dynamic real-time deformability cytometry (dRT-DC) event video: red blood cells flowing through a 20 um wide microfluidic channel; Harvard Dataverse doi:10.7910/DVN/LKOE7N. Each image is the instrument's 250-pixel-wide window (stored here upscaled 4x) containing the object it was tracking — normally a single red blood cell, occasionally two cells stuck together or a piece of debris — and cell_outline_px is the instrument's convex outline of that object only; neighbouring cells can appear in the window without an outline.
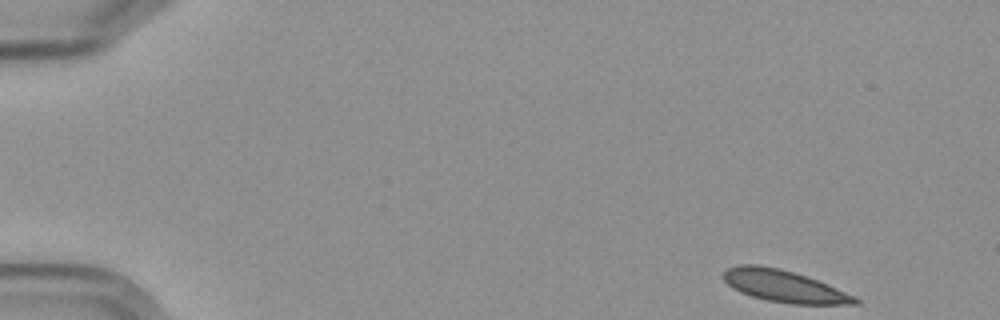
{"species": "Egyptian fruit bat (a non-hibernating species)", "species_latin": "Rousettus aegyptiacus", "temperature_condition": "cold", "stored_images_in_passage": 4, "camera_frame_rate_fps": 3000, "um_per_image_px": 0.085, "frame": {"image": 1, "passage_image": 1, "time_ms": 0.0, "image_size_px": [1000, 320], "cell_outline_px": [[860, 304], [792, 304], [768, 300], [752, 296], [740, 292], [732, 288], [724, 280], [724, 272], [728, 268], [740, 264], [756, 264], [780, 268], [828, 284], [860, 300]], "centroid_in_image_um": [66.61, 24.32], "position_along_channel_um": 18.4, "area_um2": 24.1}}